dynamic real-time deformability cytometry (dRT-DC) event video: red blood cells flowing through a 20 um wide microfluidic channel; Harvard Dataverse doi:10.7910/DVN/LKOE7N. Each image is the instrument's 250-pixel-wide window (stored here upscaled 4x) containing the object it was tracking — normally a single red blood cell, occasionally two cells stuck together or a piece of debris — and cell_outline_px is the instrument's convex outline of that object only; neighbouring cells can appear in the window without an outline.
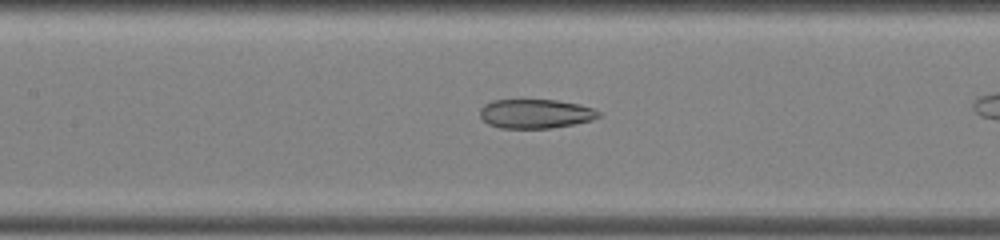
{"species": "common noctule bat (a hibernating species)", "species_latin": "Nyctalus noctula", "temperature_condition": "room temperature", "stored_images_in_passage": 24, "camera_frame_rate_fps": 3000, "um_per_image_px": 0.085, "animal": {"sex": "female", "body_mass_g": 22.0, "forearm_length_mm": 56.7}, "frame": {"image": 1, "passage_image": 14, "time_ms": 4.333, "image_size_px": [1000, 240], "cell_outline_px": [[600, 116], [592, 120], [552, 128], [500, 128], [488, 124], [480, 116], [480, 108], [484, 104], [492, 100], [556, 100], [580, 104], [592, 108], [600, 112]], "centroid_in_image_um": [45.5, 9.66], "position_along_channel_um": 161.9, "area_um2": 20.17}}
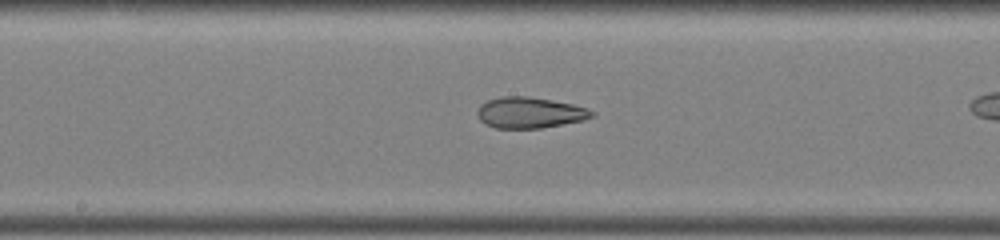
{"frame": {"image": 2, "passage_image": 17, "time_ms": 5.333, "image_size_px": [1000, 240], "cell_outline_px": [[596, 112], [592, 116], [584, 120], [540, 128], [496, 128], [484, 124], [480, 120], [476, 112], [480, 104], [488, 100], [500, 96], [528, 96], [552, 100], [572, 104], [588, 108]], "centroid_in_image_um": [45.01, 9.57], "position_along_channel_um": 203.2, "area_um2": 20.75}}